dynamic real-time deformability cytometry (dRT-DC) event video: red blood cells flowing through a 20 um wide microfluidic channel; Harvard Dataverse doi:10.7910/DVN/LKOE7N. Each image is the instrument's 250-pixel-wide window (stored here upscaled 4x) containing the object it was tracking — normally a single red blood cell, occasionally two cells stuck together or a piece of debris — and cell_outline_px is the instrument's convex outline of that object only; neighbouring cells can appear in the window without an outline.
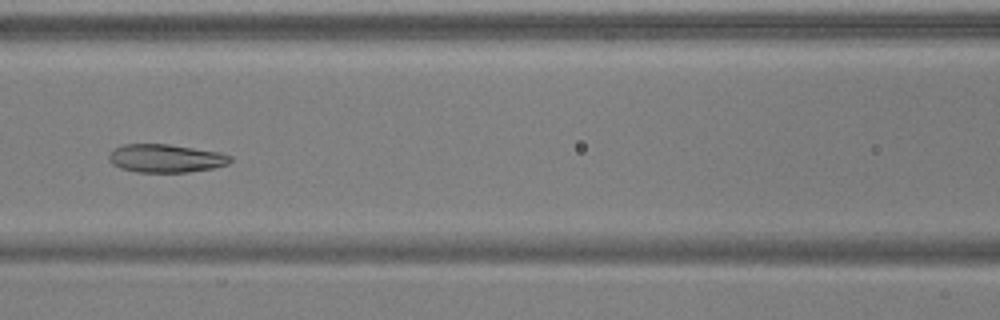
{"species": "common noctule bat (a hibernating species)", "species_latin": "Nyctalus noctula", "temperature_condition": "warm", "stored_images_in_passage": 7, "camera_frame_rate_fps": 3000, "um_per_image_px": 0.085, "animal": {"sex": "male", "body_mass_g": 17.9, "forearm_length_mm": 54.2}, "frame": {"image": 1, "passage_image": 7, "time_ms": 2.0, "image_size_px": [1000, 320], "cell_outline_px": [[232, 160], [228, 164], [212, 168], [188, 172], [136, 172], [120, 168], [112, 164], [108, 160], [108, 152], [124, 144], [168, 144], [220, 152], [232, 156]], "centroid_in_image_um": [14.07, 13.46], "position_along_channel_um": 152.5, "area_um2": 20.06}}